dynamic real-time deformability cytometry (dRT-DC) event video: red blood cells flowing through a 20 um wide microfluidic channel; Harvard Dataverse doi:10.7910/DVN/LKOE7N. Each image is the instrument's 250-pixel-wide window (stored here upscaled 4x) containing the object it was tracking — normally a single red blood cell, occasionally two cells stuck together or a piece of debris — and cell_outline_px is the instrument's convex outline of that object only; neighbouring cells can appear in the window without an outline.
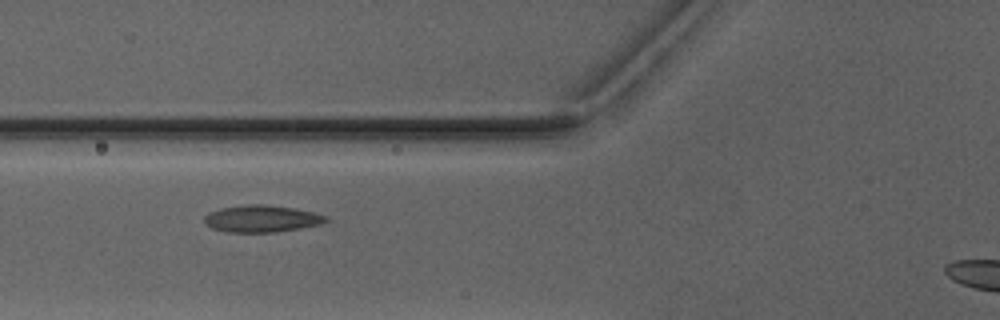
{"species": "Egyptian fruit bat (a non-hibernating species)", "species_latin": "Rousettus aegyptiacus", "temperature_condition": "warm", "stored_images_in_passage": 3, "camera_frame_rate_fps": 3000, "um_per_image_px": 0.085, "animal": {"sex": "male"}, "frame": {"image": 1, "passage_image": 3, "time_ms": 3.333, "image_size_px": [1000, 320], "cell_outline_px": [[332, 220], [320, 224], [300, 228], [272, 232], [228, 232], [212, 228], [204, 224], [204, 216], [208, 212], [220, 208], [244, 204], [264, 204], [296, 208], [328, 216]], "centroid_in_image_um": [22.24, 18.57], "position_along_channel_um": 103.6, "area_um2": 19.31}}